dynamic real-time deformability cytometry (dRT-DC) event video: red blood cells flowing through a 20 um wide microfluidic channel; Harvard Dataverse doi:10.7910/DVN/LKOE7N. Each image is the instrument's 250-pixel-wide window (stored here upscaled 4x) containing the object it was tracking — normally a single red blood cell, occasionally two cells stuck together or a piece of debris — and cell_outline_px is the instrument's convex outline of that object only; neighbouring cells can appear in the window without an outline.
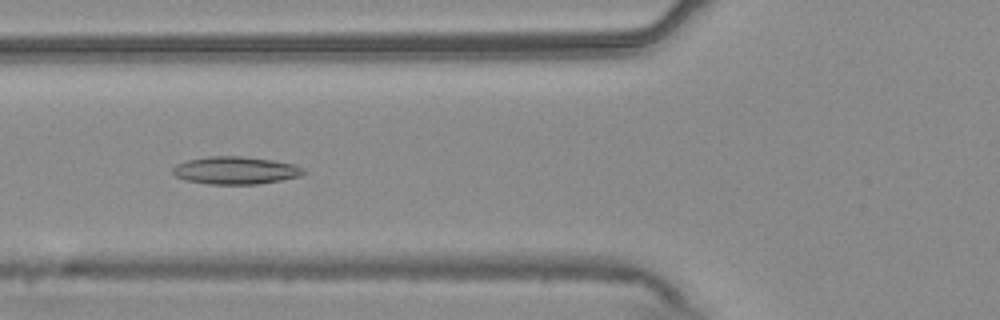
{"species": "common noctule bat (a hibernating species)", "species_latin": "Nyctalus noctula", "temperature_condition": "warm", "stored_images_in_passage": 55, "camera_frame_rate_fps": 3000, "um_per_image_px": 0.085, "animal": {"sex": "male", "body_mass_g": 20.4}, "frame": {"image": 1, "passage_image": 21, "time_ms": 6.667, "image_size_px": [1000, 320], "cell_outline_px": [[308, 172], [300, 176], [260, 184], [208, 184], [184, 180], [176, 176], [172, 172], [172, 168], [176, 164], [188, 160], [208, 156], [240, 156], [272, 160], [292, 164], [304, 168]], "centroid_in_image_um": [20.01, 14.49], "position_along_channel_um": 105.8, "area_um2": 21.1}}
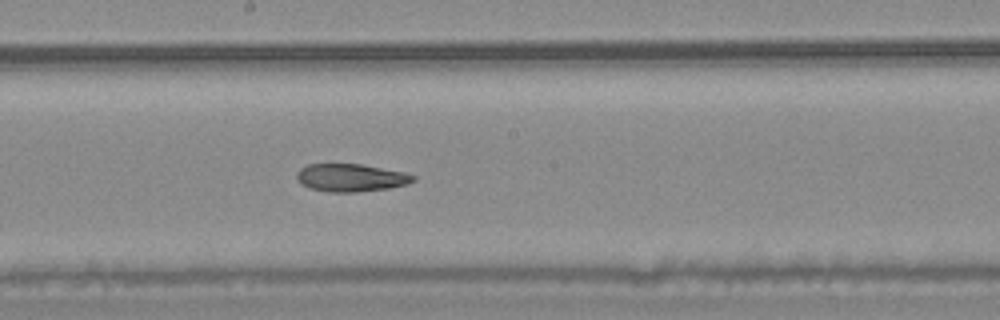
{"frame": {"image": 2, "passage_image": 30, "time_ms": 9.667, "image_size_px": [1000, 320], "cell_outline_px": [[416, 180], [408, 184], [388, 188], [356, 192], [328, 192], [308, 188], [300, 184], [296, 176], [296, 172], [300, 168], [308, 164], [360, 164], [404, 172], [416, 176]], "centroid_in_image_um": [29.8, 15.11], "position_along_channel_um": 218.4, "area_um2": 18.96}}
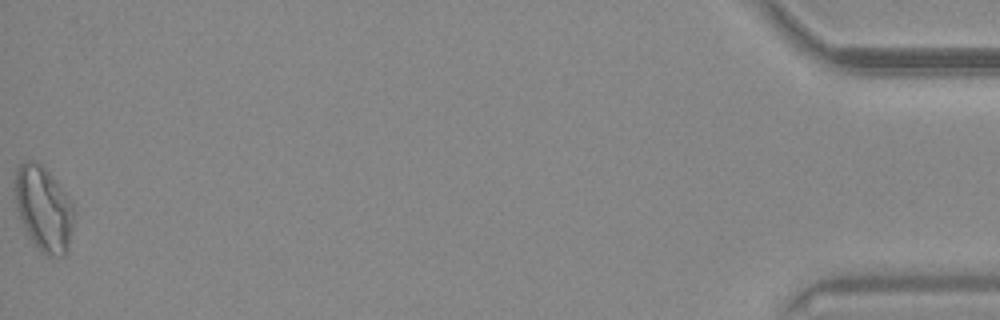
{"frame": {"image": 3, "passage_image": 55, "time_ms": 18.0, "image_size_px": [1000, 320], "cell_outline_px": [[76, 212], [68, 248], [64, 256], [48, 256], [40, 252], [28, 236], [16, 208], [12, 184], [16, 168], [24, 160], [32, 160], [40, 164], [48, 172], [64, 192], [72, 204]], "centroid_in_image_um": [3.67, 17.74], "position_along_channel_um": 431.5, "area_um2": 29.54}, "authors_computed_cell_mechanics": {"area_um2": 21.7906, "velocity_mm_per_s": 3.7452, "shape_relaxation_time_tau1_ms": null, "shape_relaxation_time_tau2_ms": 5.0571, "deformation_change_tau1": null, "deformation_change_tau2": 0.1378}}